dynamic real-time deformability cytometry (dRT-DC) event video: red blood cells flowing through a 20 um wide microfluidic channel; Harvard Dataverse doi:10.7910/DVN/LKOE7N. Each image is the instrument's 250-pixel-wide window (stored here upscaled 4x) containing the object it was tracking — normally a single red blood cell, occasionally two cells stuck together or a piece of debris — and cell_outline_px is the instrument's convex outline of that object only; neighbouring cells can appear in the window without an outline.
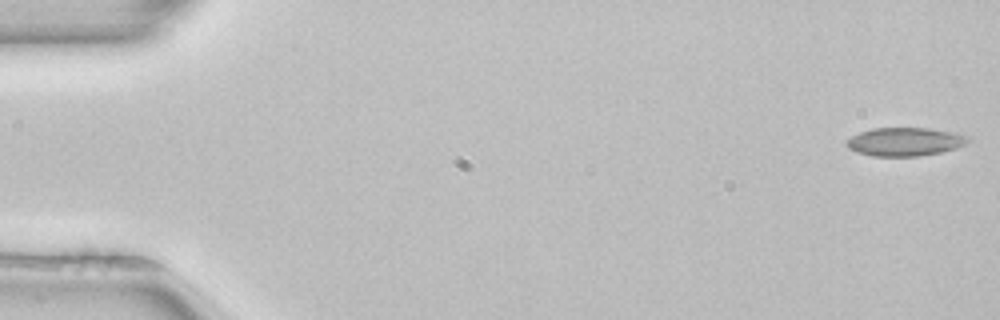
{"species": "common noctule bat (a hibernating species)", "species_latin": "Nyctalus noctula", "temperature_condition": "room temperature", "stored_images_in_passage": 8, "camera_frame_rate_fps": 3000, "um_per_image_px": 0.085, "animal": {"sex": "female", "body_mass_g": 22.7, "forearm_length_mm": 54.2}, "frame": {"image": 1, "passage_image": 1, "time_ms": 0.0, "image_size_px": [1000, 320], "cell_outline_px": [[968, 140], [964, 144], [956, 148], [940, 152], [920, 156], [872, 156], [856, 152], [848, 148], [844, 144], [852, 136], [860, 132], [872, 128], [928, 128], [968, 136]], "centroid_in_image_um": [76.85, 12.05], "position_along_channel_um": 8.2, "area_um2": 19.88}}